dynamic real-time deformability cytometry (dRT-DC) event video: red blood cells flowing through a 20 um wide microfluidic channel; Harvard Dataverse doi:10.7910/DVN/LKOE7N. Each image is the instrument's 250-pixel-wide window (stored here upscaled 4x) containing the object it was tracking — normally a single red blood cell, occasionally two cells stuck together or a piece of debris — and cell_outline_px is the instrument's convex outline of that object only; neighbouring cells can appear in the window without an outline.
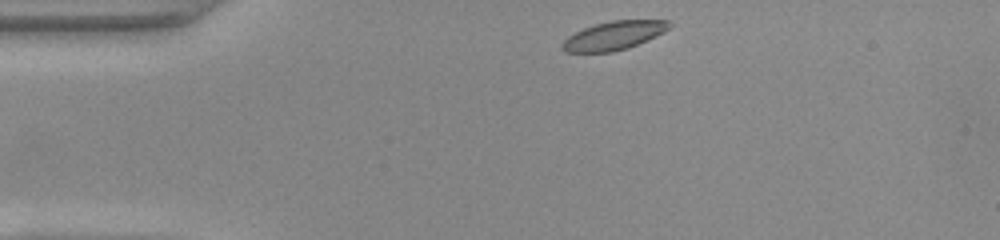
{"species": "common noctule bat (a hibernating species)", "species_latin": "Nyctalus noctula", "temperature_condition": "warm", "stored_images_in_passage": 41, "camera_frame_rate_fps": 3000, "um_per_image_px": 0.085, "animal": {"sex": "female", "body_mass_g": 22.0, "forearm_length_mm": 56.7}, "frame": {"image": 1, "passage_image": 1, "time_ms": 0.0, "image_size_px": [1000, 240], "cell_outline_px": [[672, 24], [664, 32], [656, 36], [628, 48], [612, 52], [564, 52], [560, 48], [560, 44], [568, 36], [584, 28], [596, 24], [612, 20], [668, 20]], "centroid_in_image_um": [52.15, 3.03], "position_along_channel_um": 32.8, "area_um2": 17.8}}
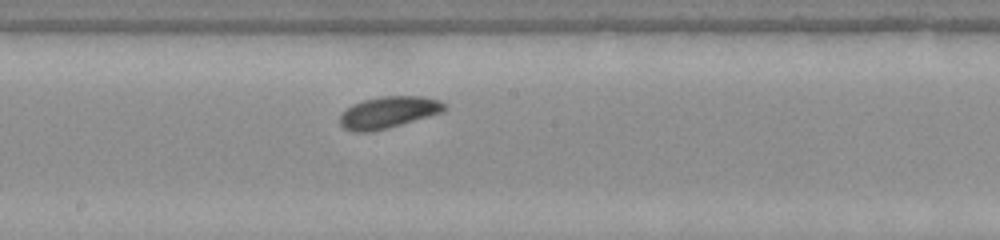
{"frame": {"image": 2, "passage_image": 18, "time_ms": 5.667, "image_size_px": [1000, 240], "cell_outline_px": [[448, 108], [444, 112], [388, 128], [372, 132], [352, 132], [344, 128], [340, 124], [340, 112], [352, 104], [364, 100], [380, 96], [420, 96], [440, 100]], "centroid_in_image_um": [33.0, 9.55], "position_along_channel_um": 215.2, "area_um2": 19.54}}
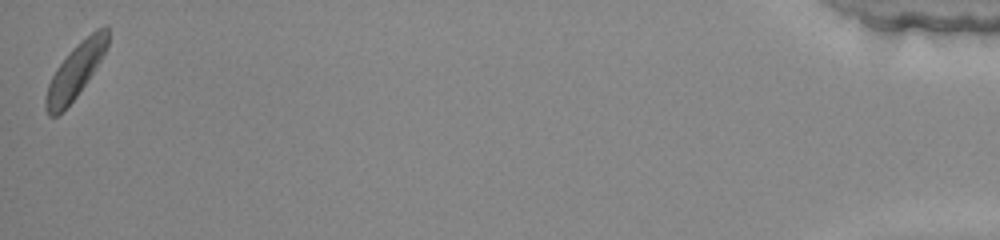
{"frame": {"image": 3, "passage_image": 41, "time_ms": 13.333, "image_size_px": [1000, 240], "cell_outline_px": [[108, 44], [100, 60], [76, 96], [56, 116], [48, 116], [44, 108], [44, 100], [48, 84], [56, 68], [72, 48], [76, 44], [96, 28], [104, 24], [108, 24]], "centroid_in_image_um": [6.39, 5.99], "position_along_channel_um": 428.8, "area_um2": 19.31}, "authors_computed_cell_mechanics": {"area_um2": 18.9584, "velocity_mm_per_s": 4.042, "shape_relaxation_time_tau1_ms": 1.2001, "shape_relaxation_time_tau2_ms": null, "deformation_change_tau1": 0.0987, "deformation_change_tau2": null}}